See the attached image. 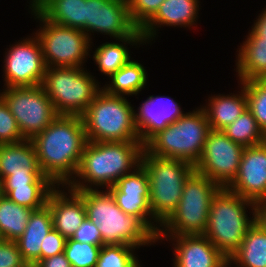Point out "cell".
Segmentation results:
<instances>
[{
	"label": "cell",
	"instance_id": "obj_1",
	"mask_svg": "<svg viewBox=\"0 0 266 267\" xmlns=\"http://www.w3.org/2000/svg\"><path fill=\"white\" fill-rule=\"evenodd\" d=\"M31 142L42 173L56 186H67L77 173L88 141L81 116L58 115Z\"/></svg>",
	"mask_w": 266,
	"mask_h": 267
},
{
	"label": "cell",
	"instance_id": "obj_2",
	"mask_svg": "<svg viewBox=\"0 0 266 267\" xmlns=\"http://www.w3.org/2000/svg\"><path fill=\"white\" fill-rule=\"evenodd\" d=\"M143 151L141 142L88 141L77 173L67 186L72 190L108 189L140 166Z\"/></svg>",
	"mask_w": 266,
	"mask_h": 267
},
{
	"label": "cell",
	"instance_id": "obj_3",
	"mask_svg": "<svg viewBox=\"0 0 266 267\" xmlns=\"http://www.w3.org/2000/svg\"><path fill=\"white\" fill-rule=\"evenodd\" d=\"M82 198L88 220L98 225L103 245L156 244L157 235L139 218L126 214L108 189L75 190Z\"/></svg>",
	"mask_w": 266,
	"mask_h": 267
},
{
	"label": "cell",
	"instance_id": "obj_4",
	"mask_svg": "<svg viewBox=\"0 0 266 267\" xmlns=\"http://www.w3.org/2000/svg\"><path fill=\"white\" fill-rule=\"evenodd\" d=\"M247 208L250 210V217L247 214ZM254 223L255 202L223 187L212 199L208 223L203 235L229 259L239 248L248 229Z\"/></svg>",
	"mask_w": 266,
	"mask_h": 267
},
{
	"label": "cell",
	"instance_id": "obj_5",
	"mask_svg": "<svg viewBox=\"0 0 266 267\" xmlns=\"http://www.w3.org/2000/svg\"><path fill=\"white\" fill-rule=\"evenodd\" d=\"M134 106L125 96L103 89L81 115L87 141L140 142L134 125Z\"/></svg>",
	"mask_w": 266,
	"mask_h": 267
},
{
	"label": "cell",
	"instance_id": "obj_6",
	"mask_svg": "<svg viewBox=\"0 0 266 267\" xmlns=\"http://www.w3.org/2000/svg\"><path fill=\"white\" fill-rule=\"evenodd\" d=\"M211 131L201 107L186 112L181 118L155 134L144 149L151 155L182 160L195 166Z\"/></svg>",
	"mask_w": 266,
	"mask_h": 267
},
{
	"label": "cell",
	"instance_id": "obj_7",
	"mask_svg": "<svg viewBox=\"0 0 266 267\" xmlns=\"http://www.w3.org/2000/svg\"><path fill=\"white\" fill-rule=\"evenodd\" d=\"M140 165L148 175L150 210L161 226L177 209L184 184L195 168L186 161L153 156L145 149Z\"/></svg>",
	"mask_w": 266,
	"mask_h": 267
},
{
	"label": "cell",
	"instance_id": "obj_8",
	"mask_svg": "<svg viewBox=\"0 0 266 267\" xmlns=\"http://www.w3.org/2000/svg\"><path fill=\"white\" fill-rule=\"evenodd\" d=\"M221 188L194 171L184 184L177 209L160 226L157 236L204 234L212 199Z\"/></svg>",
	"mask_w": 266,
	"mask_h": 267
},
{
	"label": "cell",
	"instance_id": "obj_9",
	"mask_svg": "<svg viewBox=\"0 0 266 267\" xmlns=\"http://www.w3.org/2000/svg\"><path fill=\"white\" fill-rule=\"evenodd\" d=\"M85 67H47L42 86L58 115L81 116L102 90ZM89 71V72H88Z\"/></svg>",
	"mask_w": 266,
	"mask_h": 267
},
{
	"label": "cell",
	"instance_id": "obj_10",
	"mask_svg": "<svg viewBox=\"0 0 266 267\" xmlns=\"http://www.w3.org/2000/svg\"><path fill=\"white\" fill-rule=\"evenodd\" d=\"M39 28L38 38L46 67H85L93 42L87 34L46 20L30 3L27 5ZM84 65V66H83Z\"/></svg>",
	"mask_w": 266,
	"mask_h": 267
},
{
	"label": "cell",
	"instance_id": "obj_11",
	"mask_svg": "<svg viewBox=\"0 0 266 267\" xmlns=\"http://www.w3.org/2000/svg\"><path fill=\"white\" fill-rule=\"evenodd\" d=\"M0 96L8 105L26 140L41 133L58 116L42 85L6 87L0 89Z\"/></svg>",
	"mask_w": 266,
	"mask_h": 267
},
{
	"label": "cell",
	"instance_id": "obj_12",
	"mask_svg": "<svg viewBox=\"0 0 266 267\" xmlns=\"http://www.w3.org/2000/svg\"><path fill=\"white\" fill-rule=\"evenodd\" d=\"M33 35L18 40L6 49L2 72L5 82L3 88L42 85L47 67L40 42Z\"/></svg>",
	"mask_w": 266,
	"mask_h": 267
},
{
	"label": "cell",
	"instance_id": "obj_13",
	"mask_svg": "<svg viewBox=\"0 0 266 267\" xmlns=\"http://www.w3.org/2000/svg\"><path fill=\"white\" fill-rule=\"evenodd\" d=\"M222 131L211 130L203 147L201 157L194 166L195 171L227 187L237 176L244 151Z\"/></svg>",
	"mask_w": 266,
	"mask_h": 267
},
{
	"label": "cell",
	"instance_id": "obj_14",
	"mask_svg": "<svg viewBox=\"0 0 266 267\" xmlns=\"http://www.w3.org/2000/svg\"><path fill=\"white\" fill-rule=\"evenodd\" d=\"M86 4V34L91 42L94 33L117 40L138 30L130 18L127 0H86Z\"/></svg>",
	"mask_w": 266,
	"mask_h": 267
},
{
	"label": "cell",
	"instance_id": "obj_15",
	"mask_svg": "<svg viewBox=\"0 0 266 267\" xmlns=\"http://www.w3.org/2000/svg\"><path fill=\"white\" fill-rule=\"evenodd\" d=\"M108 190L122 211L139 217L158 235L160 225L154 220L149 207L148 175L141 165L132 173L122 176Z\"/></svg>",
	"mask_w": 266,
	"mask_h": 267
},
{
	"label": "cell",
	"instance_id": "obj_16",
	"mask_svg": "<svg viewBox=\"0 0 266 267\" xmlns=\"http://www.w3.org/2000/svg\"><path fill=\"white\" fill-rule=\"evenodd\" d=\"M226 188L255 203L266 198V141L244 148L238 174Z\"/></svg>",
	"mask_w": 266,
	"mask_h": 267
},
{
	"label": "cell",
	"instance_id": "obj_17",
	"mask_svg": "<svg viewBox=\"0 0 266 267\" xmlns=\"http://www.w3.org/2000/svg\"><path fill=\"white\" fill-rule=\"evenodd\" d=\"M172 243V267H223L226 258L203 234L157 236V243Z\"/></svg>",
	"mask_w": 266,
	"mask_h": 267
},
{
	"label": "cell",
	"instance_id": "obj_18",
	"mask_svg": "<svg viewBox=\"0 0 266 267\" xmlns=\"http://www.w3.org/2000/svg\"><path fill=\"white\" fill-rule=\"evenodd\" d=\"M179 104L169 96L151 95L133 110L134 125L143 145L185 114Z\"/></svg>",
	"mask_w": 266,
	"mask_h": 267
},
{
	"label": "cell",
	"instance_id": "obj_19",
	"mask_svg": "<svg viewBox=\"0 0 266 267\" xmlns=\"http://www.w3.org/2000/svg\"><path fill=\"white\" fill-rule=\"evenodd\" d=\"M47 205L51 211L53 228L66 239L72 238L87 218L83 198L68 186H56L48 196Z\"/></svg>",
	"mask_w": 266,
	"mask_h": 267
},
{
	"label": "cell",
	"instance_id": "obj_20",
	"mask_svg": "<svg viewBox=\"0 0 266 267\" xmlns=\"http://www.w3.org/2000/svg\"><path fill=\"white\" fill-rule=\"evenodd\" d=\"M200 0H165L155 15L140 29L145 44L152 41L162 26L188 28L197 27ZM194 25V26H193Z\"/></svg>",
	"mask_w": 266,
	"mask_h": 267
},
{
	"label": "cell",
	"instance_id": "obj_21",
	"mask_svg": "<svg viewBox=\"0 0 266 267\" xmlns=\"http://www.w3.org/2000/svg\"><path fill=\"white\" fill-rule=\"evenodd\" d=\"M241 91L235 93L214 94L206 99L205 105L200 107L203 109L211 130L222 131L225 127L234 122L242 112L247 108V96L245 87L242 82ZM207 103V104H206Z\"/></svg>",
	"mask_w": 266,
	"mask_h": 267
},
{
	"label": "cell",
	"instance_id": "obj_22",
	"mask_svg": "<svg viewBox=\"0 0 266 267\" xmlns=\"http://www.w3.org/2000/svg\"><path fill=\"white\" fill-rule=\"evenodd\" d=\"M53 228L49 206L33 210L24 233L16 239L23 260L29 265H36L41 260V244Z\"/></svg>",
	"mask_w": 266,
	"mask_h": 267
},
{
	"label": "cell",
	"instance_id": "obj_23",
	"mask_svg": "<svg viewBox=\"0 0 266 267\" xmlns=\"http://www.w3.org/2000/svg\"><path fill=\"white\" fill-rule=\"evenodd\" d=\"M30 4L46 20L86 33V0H33Z\"/></svg>",
	"mask_w": 266,
	"mask_h": 267
},
{
	"label": "cell",
	"instance_id": "obj_24",
	"mask_svg": "<svg viewBox=\"0 0 266 267\" xmlns=\"http://www.w3.org/2000/svg\"><path fill=\"white\" fill-rule=\"evenodd\" d=\"M116 41L102 43L94 49L95 51H92V59L98 70L101 75L108 76V78L133 59L132 54H130L132 52L129 51L131 45L132 47L137 46L136 48L140 45H146L139 29L131 37L117 39ZM127 44L130 45L129 48Z\"/></svg>",
	"mask_w": 266,
	"mask_h": 267
},
{
	"label": "cell",
	"instance_id": "obj_25",
	"mask_svg": "<svg viewBox=\"0 0 266 267\" xmlns=\"http://www.w3.org/2000/svg\"><path fill=\"white\" fill-rule=\"evenodd\" d=\"M42 173L31 140L0 144V181L11 174Z\"/></svg>",
	"mask_w": 266,
	"mask_h": 267
},
{
	"label": "cell",
	"instance_id": "obj_26",
	"mask_svg": "<svg viewBox=\"0 0 266 267\" xmlns=\"http://www.w3.org/2000/svg\"><path fill=\"white\" fill-rule=\"evenodd\" d=\"M237 48L236 75L240 82L266 79V40H252L248 35Z\"/></svg>",
	"mask_w": 266,
	"mask_h": 267
},
{
	"label": "cell",
	"instance_id": "obj_27",
	"mask_svg": "<svg viewBox=\"0 0 266 267\" xmlns=\"http://www.w3.org/2000/svg\"><path fill=\"white\" fill-rule=\"evenodd\" d=\"M234 267H266V232L255 222L229 257Z\"/></svg>",
	"mask_w": 266,
	"mask_h": 267
},
{
	"label": "cell",
	"instance_id": "obj_28",
	"mask_svg": "<svg viewBox=\"0 0 266 267\" xmlns=\"http://www.w3.org/2000/svg\"><path fill=\"white\" fill-rule=\"evenodd\" d=\"M107 84L102 89L111 95L137 96L142 91L148 80L145 67L136 60H130L116 73L109 77ZM109 83V84H108Z\"/></svg>",
	"mask_w": 266,
	"mask_h": 267
},
{
	"label": "cell",
	"instance_id": "obj_29",
	"mask_svg": "<svg viewBox=\"0 0 266 267\" xmlns=\"http://www.w3.org/2000/svg\"><path fill=\"white\" fill-rule=\"evenodd\" d=\"M32 211L0 195V239H18L24 233Z\"/></svg>",
	"mask_w": 266,
	"mask_h": 267
},
{
	"label": "cell",
	"instance_id": "obj_30",
	"mask_svg": "<svg viewBox=\"0 0 266 267\" xmlns=\"http://www.w3.org/2000/svg\"><path fill=\"white\" fill-rule=\"evenodd\" d=\"M222 132L243 147L254 146L266 141V135L259 128L256 119L248 108Z\"/></svg>",
	"mask_w": 266,
	"mask_h": 267
},
{
	"label": "cell",
	"instance_id": "obj_31",
	"mask_svg": "<svg viewBox=\"0 0 266 267\" xmlns=\"http://www.w3.org/2000/svg\"><path fill=\"white\" fill-rule=\"evenodd\" d=\"M55 187V184H28V187H14L6 197L18 205L37 210L47 204Z\"/></svg>",
	"mask_w": 266,
	"mask_h": 267
},
{
	"label": "cell",
	"instance_id": "obj_32",
	"mask_svg": "<svg viewBox=\"0 0 266 267\" xmlns=\"http://www.w3.org/2000/svg\"><path fill=\"white\" fill-rule=\"evenodd\" d=\"M135 249L138 250L131 245H103L96 267H139Z\"/></svg>",
	"mask_w": 266,
	"mask_h": 267
},
{
	"label": "cell",
	"instance_id": "obj_33",
	"mask_svg": "<svg viewBox=\"0 0 266 267\" xmlns=\"http://www.w3.org/2000/svg\"><path fill=\"white\" fill-rule=\"evenodd\" d=\"M247 96V108L266 135V79L242 81Z\"/></svg>",
	"mask_w": 266,
	"mask_h": 267
},
{
	"label": "cell",
	"instance_id": "obj_34",
	"mask_svg": "<svg viewBox=\"0 0 266 267\" xmlns=\"http://www.w3.org/2000/svg\"><path fill=\"white\" fill-rule=\"evenodd\" d=\"M101 246L67 238L64 254L72 267H96Z\"/></svg>",
	"mask_w": 266,
	"mask_h": 267
},
{
	"label": "cell",
	"instance_id": "obj_35",
	"mask_svg": "<svg viewBox=\"0 0 266 267\" xmlns=\"http://www.w3.org/2000/svg\"><path fill=\"white\" fill-rule=\"evenodd\" d=\"M25 140L14 116L0 96V144Z\"/></svg>",
	"mask_w": 266,
	"mask_h": 267
},
{
	"label": "cell",
	"instance_id": "obj_36",
	"mask_svg": "<svg viewBox=\"0 0 266 267\" xmlns=\"http://www.w3.org/2000/svg\"><path fill=\"white\" fill-rule=\"evenodd\" d=\"M165 0H127L129 15L140 30L157 12Z\"/></svg>",
	"mask_w": 266,
	"mask_h": 267
},
{
	"label": "cell",
	"instance_id": "obj_37",
	"mask_svg": "<svg viewBox=\"0 0 266 267\" xmlns=\"http://www.w3.org/2000/svg\"><path fill=\"white\" fill-rule=\"evenodd\" d=\"M28 184H54L43 173L11 174L1 181V195L6 196L14 187H28Z\"/></svg>",
	"mask_w": 266,
	"mask_h": 267
},
{
	"label": "cell",
	"instance_id": "obj_38",
	"mask_svg": "<svg viewBox=\"0 0 266 267\" xmlns=\"http://www.w3.org/2000/svg\"><path fill=\"white\" fill-rule=\"evenodd\" d=\"M16 241L0 239V267H28Z\"/></svg>",
	"mask_w": 266,
	"mask_h": 267
},
{
	"label": "cell",
	"instance_id": "obj_39",
	"mask_svg": "<svg viewBox=\"0 0 266 267\" xmlns=\"http://www.w3.org/2000/svg\"><path fill=\"white\" fill-rule=\"evenodd\" d=\"M66 238L52 228L41 244V259H45L64 252Z\"/></svg>",
	"mask_w": 266,
	"mask_h": 267
},
{
	"label": "cell",
	"instance_id": "obj_40",
	"mask_svg": "<svg viewBox=\"0 0 266 267\" xmlns=\"http://www.w3.org/2000/svg\"><path fill=\"white\" fill-rule=\"evenodd\" d=\"M72 239L81 243L86 242L103 246L102 237L100 235L98 225L88 220L87 218L75 231L74 235L72 236Z\"/></svg>",
	"mask_w": 266,
	"mask_h": 267
},
{
	"label": "cell",
	"instance_id": "obj_41",
	"mask_svg": "<svg viewBox=\"0 0 266 267\" xmlns=\"http://www.w3.org/2000/svg\"><path fill=\"white\" fill-rule=\"evenodd\" d=\"M248 36L252 40H266V6L256 17L251 30L248 32Z\"/></svg>",
	"mask_w": 266,
	"mask_h": 267
},
{
	"label": "cell",
	"instance_id": "obj_42",
	"mask_svg": "<svg viewBox=\"0 0 266 267\" xmlns=\"http://www.w3.org/2000/svg\"><path fill=\"white\" fill-rule=\"evenodd\" d=\"M37 267H72L69 260L66 258L64 252L41 259L37 264Z\"/></svg>",
	"mask_w": 266,
	"mask_h": 267
},
{
	"label": "cell",
	"instance_id": "obj_43",
	"mask_svg": "<svg viewBox=\"0 0 266 267\" xmlns=\"http://www.w3.org/2000/svg\"><path fill=\"white\" fill-rule=\"evenodd\" d=\"M255 222L266 232V198L255 203Z\"/></svg>",
	"mask_w": 266,
	"mask_h": 267
},
{
	"label": "cell",
	"instance_id": "obj_44",
	"mask_svg": "<svg viewBox=\"0 0 266 267\" xmlns=\"http://www.w3.org/2000/svg\"><path fill=\"white\" fill-rule=\"evenodd\" d=\"M223 267H234L230 262H227Z\"/></svg>",
	"mask_w": 266,
	"mask_h": 267
},
{
	"label": "cell",
	"instance_id": "obj_45",
	"mask_svg": "<svg viewBox=\"0 0 266 267\" xmlns=\"http://www.w3.org/2000/svg\"><path fill=\"white\" fill-rule=\"evenodd\" d=\"M28 267H37L36 265H29Z\"/></svg>",
	"mask_w": 266,
	"mask_h": 267
}]
</instances>
